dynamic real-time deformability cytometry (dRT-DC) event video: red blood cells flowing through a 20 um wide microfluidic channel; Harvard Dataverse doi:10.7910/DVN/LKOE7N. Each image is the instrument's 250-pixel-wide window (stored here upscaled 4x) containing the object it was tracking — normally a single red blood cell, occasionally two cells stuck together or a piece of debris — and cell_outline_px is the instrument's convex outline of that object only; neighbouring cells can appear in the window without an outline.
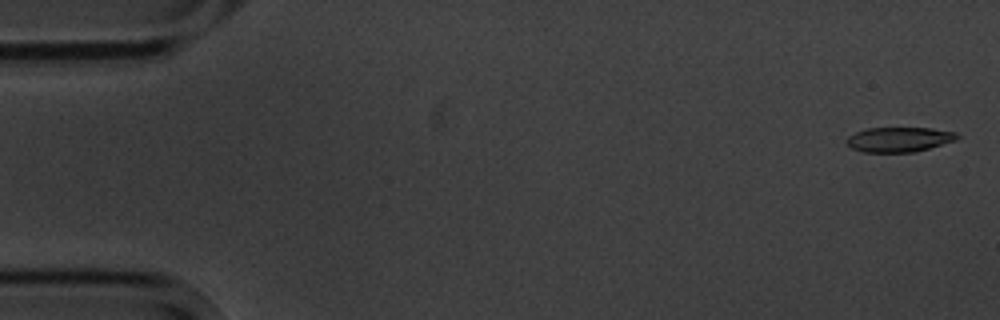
{"species": "common noctule bat (a hibernating species)", "species_latin": "Nyctalus noctula", "temperature_condition": "cold", "stored_images_in_passage": 5, "camera_frame_rate_fps": 3000, "um_per_image_px": 0.085, "animal": {"sex": "male", "body_mass_g": 20.1, "forearm_length_mm": 53.5}, "frame": {"image": 1, "passage_image": 1, "time_ms": 0.0, "image_size_px": [1000, 320], "cell_outline_px": [[960, 136], [956, 140], [916, 152], [864, 152], [852, 148], [844, 140], [848, 136], [856, 132], [868, 128], [932, 128], [956, 132]], "centroid_in_image_um": [76.43, 11.85], "position_along_channel_um": 8.6, "area_um2": 16.01}}
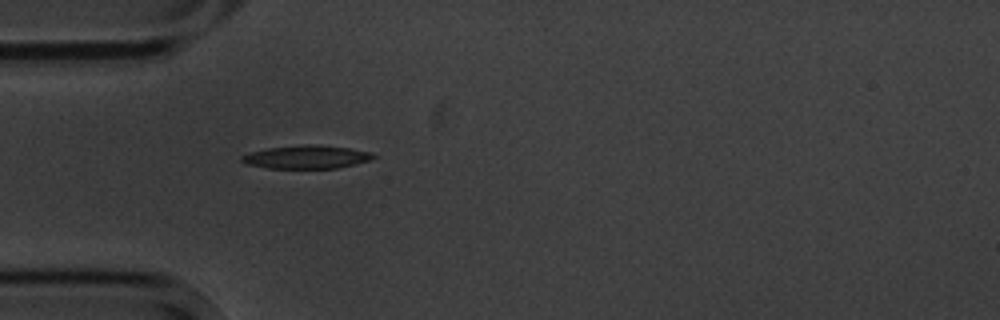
{"frame": {"image": 2, "passage_image": 5, "time_ms": 5.0, "image_size_px": [1000, 320], "cell_outline_px": [[376, 156], [368, 160], [336, 168], [268, 168], [244, 164], [240, 160], [240, 156], [252, 152], [268, 148], [348, 148], [372, 152]], "centroid_in_image_um": [25.98, 13.41], "position_along_channel_um": 59.0, "area_um2": 16.36}}